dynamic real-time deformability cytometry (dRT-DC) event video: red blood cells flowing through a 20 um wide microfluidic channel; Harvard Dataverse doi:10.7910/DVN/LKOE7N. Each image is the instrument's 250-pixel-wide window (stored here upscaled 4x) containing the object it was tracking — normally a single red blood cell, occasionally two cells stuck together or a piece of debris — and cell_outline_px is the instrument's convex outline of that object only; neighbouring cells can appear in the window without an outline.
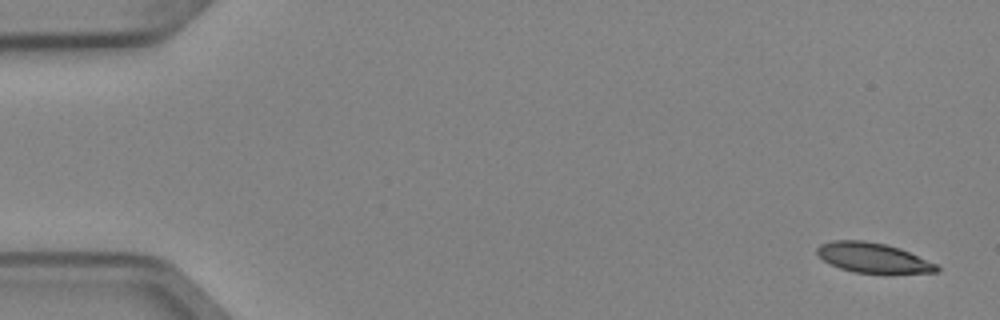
{"species": "Egyptian fruit bat (a non-hibernating species)", "species_latin": "Rousettus aegyptiacus", "temperature_condition": "cold", "stored_images_in_passage": 4, "camera_frame_rate_fps": 3000, "um_per_image_px": 0.085, "animal": {"sex": "female"}, "frame": {"image": 1, "passage_image": 1, "time_ms": 0.0, "image_size_px": [1000, 320], "cell_outline_px": [[940, 272], [888, 276], [852, 272], [840, 268], [824, 260], [816, 252], [816, 248], [820, 244], [832, 240], [864, 240], [888, 244], [900, 248], [936, 264], [940, 268]], "centroid_in_image_um": [74.28, 21.96], "position_along_channel_um": 10.7, "area_um2": 21.79}}
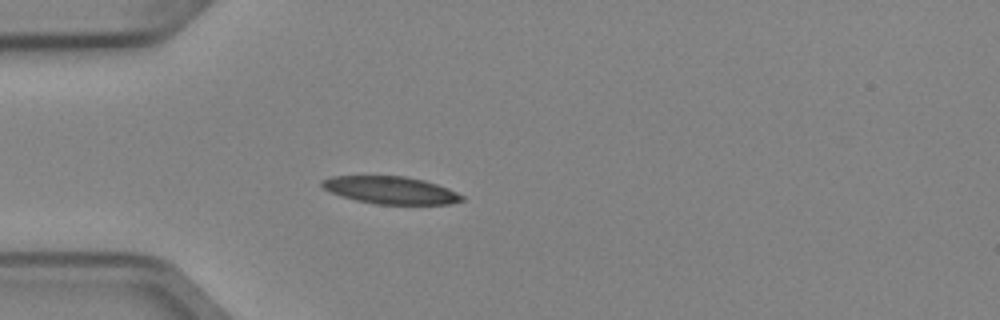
{"frame": {"image": 2, "passage_image": 4, "time_ms": 1.0, "image_size_px": [1000, 320], "cell_outline_px": [[464, 200], [448, 204], [376, 204], [356, 200], [340, 196], [324, 188], [320, 184], [320, 180], [332, 176], [404, 176], [424, 180], [448, 188], [464, 196]], "centroid_in_image_um": [33.19, 16.16], "position_along_channel_um": 51.8, "area_um2": 22.31}}